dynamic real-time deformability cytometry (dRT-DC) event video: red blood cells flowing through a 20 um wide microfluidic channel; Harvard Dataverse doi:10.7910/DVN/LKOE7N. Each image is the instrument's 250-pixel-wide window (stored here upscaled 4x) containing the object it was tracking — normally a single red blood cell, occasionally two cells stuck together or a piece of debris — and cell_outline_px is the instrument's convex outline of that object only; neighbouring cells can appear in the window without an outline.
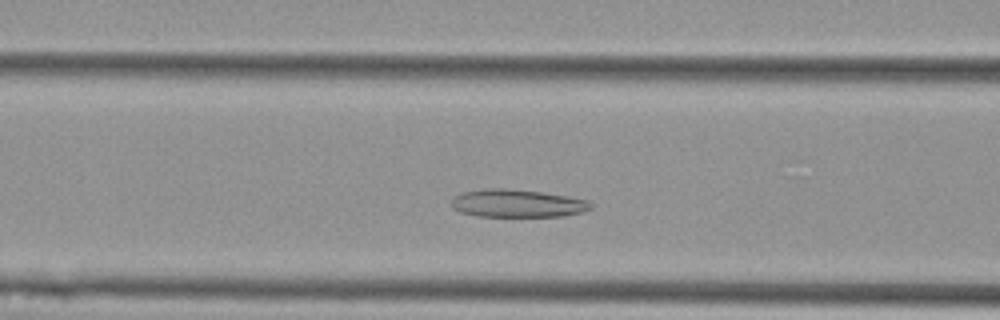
{"species": "Egyptian fruit bat (a non-hibernating species)", "species_latin": "Rousettus aegyptiacus", "temperature_condition": "cold", "stored_images_in_passage": 47, "camera_frame_rate_fps": 3000, "um_per_image_px": 0.085, "animal": {"sex": "female"}, "frame": {"image": 1, "passage_image": 12, "time_ms": 3.667, "image_size_px": [1000, 320], "cell_outline_px": [[592, 208], [584, 212], [564, 216], [476, 216], [460, 212], [452, 208], [452, 200], [456, 196], [464, 192], [488, 188], [504, 188], [540, 192], [568, 196], [584, 200], [592, 204]], "centroid_in_image_um": [43.97, 17.29], "position_along_channel_um": 122.6, "area_um2": 22.43}}
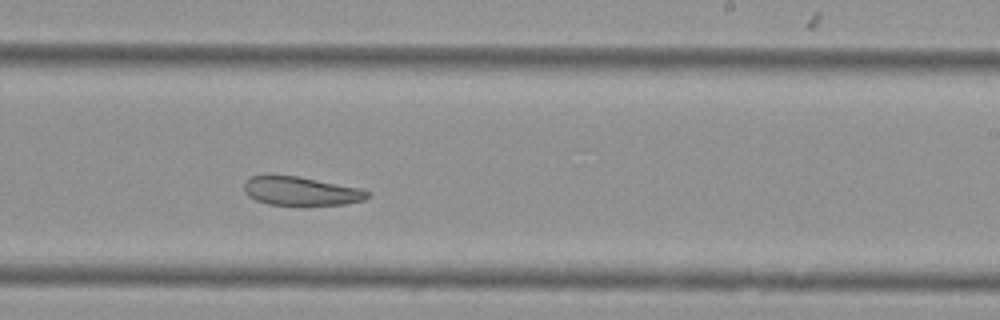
{"frame": {"image": 2, "passage_image": 24, "time_ms": 7.667, "image_size_px": [1000, 320], "cell_outline_px": [[372, 196], [364, 200], [344, 204], [268, 204], [256, 200], [248, 196], [244, 192], [244, 184], [252, 176], [296, 176], [360, 188], [372, 192]], "centroid_in_image_um": [25.63, 16.25], "position_along_channel_um": 263.4, "area_um2": 20.23}}
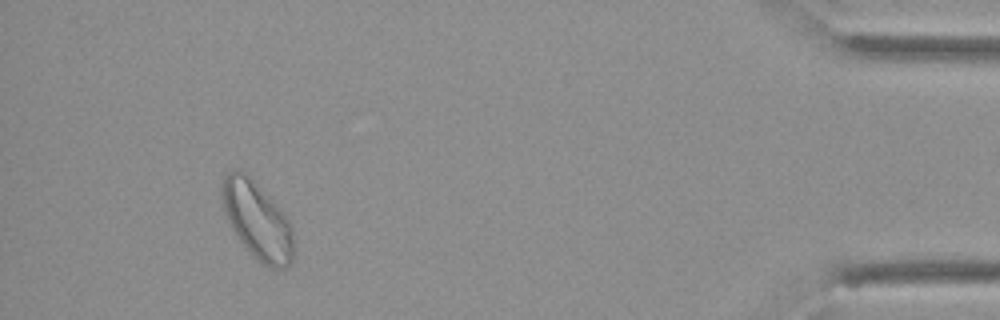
{"frame": {"image": 3, "passage_image": 42, "time_ms": 13.667, "image_size_px": [1000, 320], "cell_outline_px": [[292, 264], [288, 268], [272, 268], [260, 264], [252, 256], [228, 224], [224, 212], [220, 196], [220, 188], [224, 172], [232, 168], [240, 168], [280, 208], [292, 224]], "centroid_in_image_um": [21.81, 18.71], "position_along_channel_um": 413.4, "area_um2": 32.77}, "authors_computed_cell_mechanics": {"area_um2": 24.1604, "velocity_mm_per_s": 3.5411, "shape_relaxation_time_tau1_ms": null, "shape_relaxation_time_tau2_ms": 8.2175, "deformation_change_tau1": null, "deformation_change_tau2": 0.163}}